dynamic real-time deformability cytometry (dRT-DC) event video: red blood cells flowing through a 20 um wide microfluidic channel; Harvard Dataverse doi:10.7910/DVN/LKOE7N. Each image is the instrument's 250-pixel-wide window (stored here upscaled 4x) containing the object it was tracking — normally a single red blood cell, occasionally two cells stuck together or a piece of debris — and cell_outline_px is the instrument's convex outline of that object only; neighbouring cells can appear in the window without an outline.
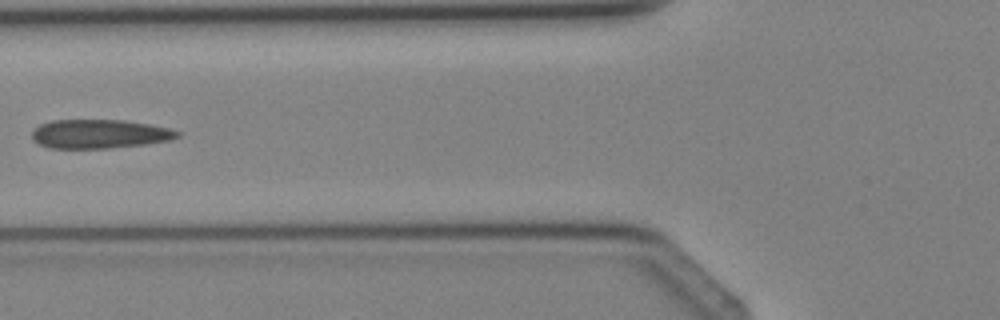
{"species": "Egyptian fruit bat (a non-hibernating species)", "species_latin": "Rousettus aegyptiacus", "temperature_condition": "cold", "stored_images_in_passage": 4, "camera_frame_rate_fps": 3000, "um_per_image_px": 0.085, "animal": {"sex": "female"}, "frame": {"image": 1, "passage_image": 4, "time_ms": 3.333, "image_size_px": [1000, 320], "cell_outline_px": [[180, 136], [172, 140], [144, 144], [108, 148], [48, 148], [32, 140], [32, 132], [40, 124], [52, 120], [124, 120], [148, 124], [168, 128], [180, 132]], "centroid_in_image_um": [8.45, 11.38], "position_along_channel_um": 117.4, "area_um2": 24.45}}